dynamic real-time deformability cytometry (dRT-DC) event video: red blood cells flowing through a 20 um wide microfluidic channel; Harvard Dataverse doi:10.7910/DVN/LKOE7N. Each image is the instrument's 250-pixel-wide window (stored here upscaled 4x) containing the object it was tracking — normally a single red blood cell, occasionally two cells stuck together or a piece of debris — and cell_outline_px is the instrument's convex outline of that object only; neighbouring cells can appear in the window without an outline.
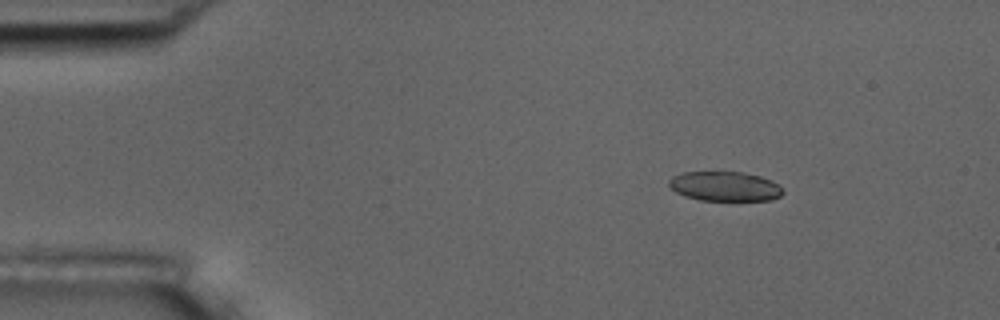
{"species": "common noctule bat (a hibernating species)", "species_latin": "Nyctalus noctula", "temperature_condition": "room temperature", "stored_images_in_passage": 8, "camera_frame_rate_fps": 3000, "um_per_image_px": 0.085, "animal": {"sex": "male", "body_mass_g": 17.5, "forearm_length_mm": 52.3}, "frame": {"image": 1, "passage_image": 3, "time_ms": 2.333, "image_size_px": [1000, 320], "cell_outline_px": [[784, 192], [780, 196], [772, 200], [700, 200], [684, 196], [676, 192], [668, 184], [668, 180], [672, 176], [684, 172], [744, 172], [760, 176], [772, 180]], "centroid_in_image_um": [61.59, 15.83], "position_along_channel_um": 23.4, "area_um2": 19.59}}
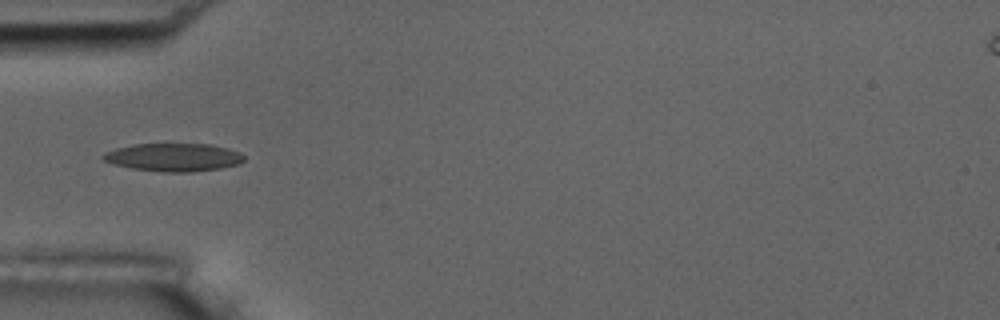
{"frame": {"image": 2, "passage_image": 6, "time_ms": 5.667, "image_size_px": [1000, 320], "cell_outline_px": [[244, 160], [240, 164], [220, 168], [192, 172], [164, 172], [132, 168], [112, 164], [104, 160], [100, 156], [104, 152], [116, 148], [136, 144], [212, 144], [228, 148], [240, 152], [244, 156]], "centroid_in_image_um": [14.76, 13.37], "position_along_channel_um": 70.2, "area_um2": 23.12}}